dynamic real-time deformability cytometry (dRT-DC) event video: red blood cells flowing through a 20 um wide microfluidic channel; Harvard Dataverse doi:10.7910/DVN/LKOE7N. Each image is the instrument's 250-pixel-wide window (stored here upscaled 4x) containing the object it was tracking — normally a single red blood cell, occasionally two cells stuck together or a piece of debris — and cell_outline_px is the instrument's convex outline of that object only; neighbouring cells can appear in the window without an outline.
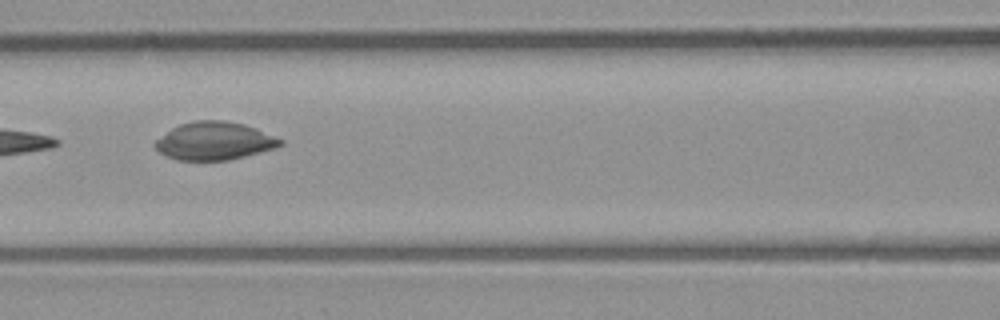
{"species": "common noctule bat (a hibernating species)", "species_latin": "Nyctalus noctula", "temperature_condition": "room temperature", "stored_images_in_passage": 7, "camera_frame_rate_fps": 3000, "um_per_image_px": 0.085, "animal": {"sex": "male", "body_mass_g": 23.1, "forearm_length_mm": 52.7}, "frame": {"image": 1, "passage_image": 7, "time_ms": 7.0, "image_size_px": [1000, 320], "cell_outline_px": [[284, 144], [272, 148], [244, 156], [228, 160], [176, 160], [160, 152], [152, 144], [156, 140], [172, 128], [180, 124], [196, 120], [224, 120], [244, 124], [256, 128], [284, 140]], "centroid_in_image_um": [18.21, 11.97], "position_along_channel_um": 148.4, "area_um2": 27.46}}